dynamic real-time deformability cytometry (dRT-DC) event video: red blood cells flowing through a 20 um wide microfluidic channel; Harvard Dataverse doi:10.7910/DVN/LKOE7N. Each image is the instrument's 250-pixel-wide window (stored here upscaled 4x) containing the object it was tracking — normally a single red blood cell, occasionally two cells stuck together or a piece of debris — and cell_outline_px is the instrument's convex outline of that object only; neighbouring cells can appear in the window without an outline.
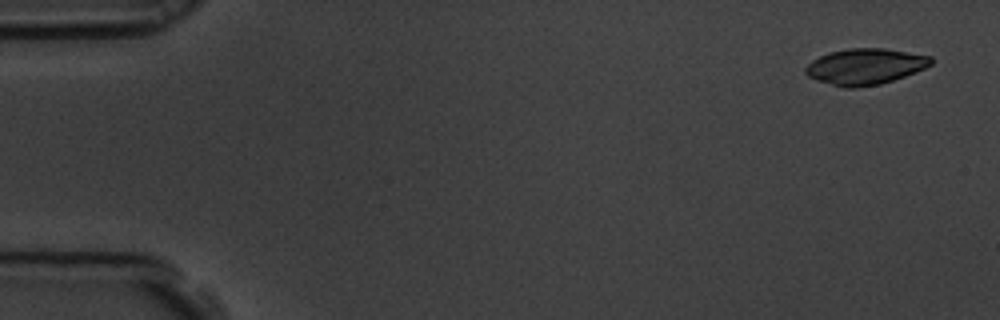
{"species": "common noctule bat (a hibernating species)", "species_latin": "Nyctalus noctula", "temperature_condition": "room temperature", "stored_images_in_passage": 15, "camera_frame_rate_fps": 3000, "um_per_image_px": 0.085, "animal": {"sex": "male", "body_mass_g": 19.5, "forearm_length_mm": 54.6}, "frame": {"image": 1, "passage_image": 1, "time_ms": 0.0, "image_size_px": [1000, 320], "cell_outline_px": [[932, 64], [924, 68], [904, 76], [880, 84], [856, 88], [844, 88], [816, 80], [808, 76], [804, 72], [804, 68], [812, 60], [828, 52], [852, 48], [884, 48], [932, 56]], "centroid_in_image_um": [73.51, 5.65], "position_along_channel_um": 11.5, "area_um2": 26.3}}